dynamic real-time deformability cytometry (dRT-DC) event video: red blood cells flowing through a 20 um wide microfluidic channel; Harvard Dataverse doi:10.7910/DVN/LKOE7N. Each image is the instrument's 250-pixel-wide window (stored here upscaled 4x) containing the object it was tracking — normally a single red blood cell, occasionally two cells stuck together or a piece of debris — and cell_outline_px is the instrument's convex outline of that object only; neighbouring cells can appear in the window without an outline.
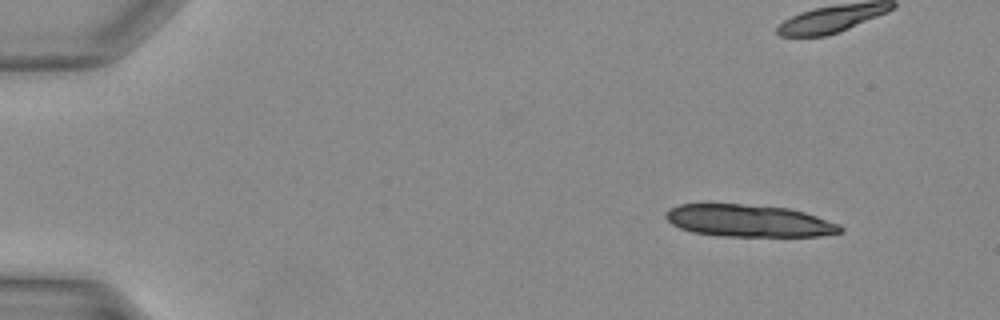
{"species": "Egyptian fruit bat (a non-hibernating species)", "species_latin": "Rousettus aegyptiacus", "temperature_condition": "warm", "stored_images_in_passage": 18, "camera_frame_rate_fps": 3000, "um_per_image_px": 0.085, "animal": {"sex": "female"}, "frame": {"image": 1, "passage_image": 3, "time_ms": 0.667, "image_size_px": [1000, 320], "cell_outline_px": [[844, 232], [820, 236], [724, 236], [692, 232], [680, 228], [672, 224], [664, 216], [668, 208], [680, 204], [704, 200], [788, 208], [804, 212], [840, 224], [844, 228]], "centroid_in_image_um": [63.57, 18.72], "position_along_channel_um": 21.4, "area_um2": 33.76}}